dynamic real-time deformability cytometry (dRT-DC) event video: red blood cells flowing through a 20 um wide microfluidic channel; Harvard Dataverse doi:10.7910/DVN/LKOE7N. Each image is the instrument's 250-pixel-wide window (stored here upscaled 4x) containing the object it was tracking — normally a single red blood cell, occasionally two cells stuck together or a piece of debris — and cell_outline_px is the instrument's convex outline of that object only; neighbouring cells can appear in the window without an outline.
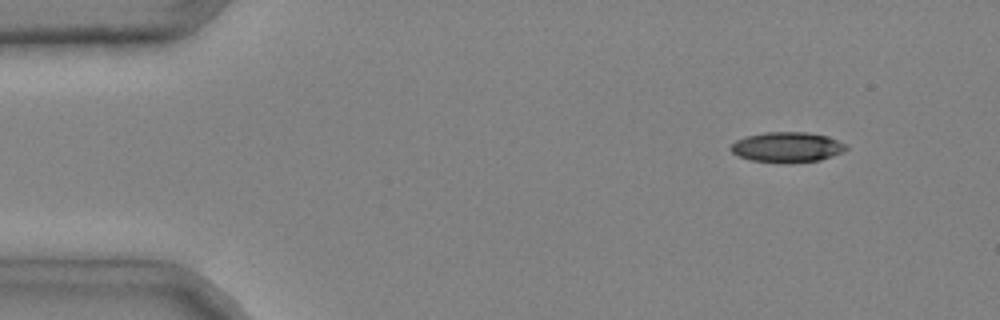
{"species": "common noctule bat (a hibernating species)", "species_latin": "Nyctalus noctula", "temperature_condition": "cold", "stored_images_in_passage": 4, "camera_frame_rate_fps": 3000, "um_per_image_px": 0.085, "animal": {"sex": "male", "body_mass_g": 20.4}, "frame": {"image": 1, "passage_image": 1, "time_ms": 0.0, "image_size_px": [1000, 320], "cell_outline_px": [[848, 148], [832, 156], [820, 160], [788, 164], [752, 160], [740, 156], [732, 152], [728, 148], [736, 140], [744, 136], [764, 132], [808, 132], [828, 136], [848, 144]], "centroid_in_image_um": [66.91, 12.51], "position_along_channel_um": 18.1, "area_um2": 20.58}}